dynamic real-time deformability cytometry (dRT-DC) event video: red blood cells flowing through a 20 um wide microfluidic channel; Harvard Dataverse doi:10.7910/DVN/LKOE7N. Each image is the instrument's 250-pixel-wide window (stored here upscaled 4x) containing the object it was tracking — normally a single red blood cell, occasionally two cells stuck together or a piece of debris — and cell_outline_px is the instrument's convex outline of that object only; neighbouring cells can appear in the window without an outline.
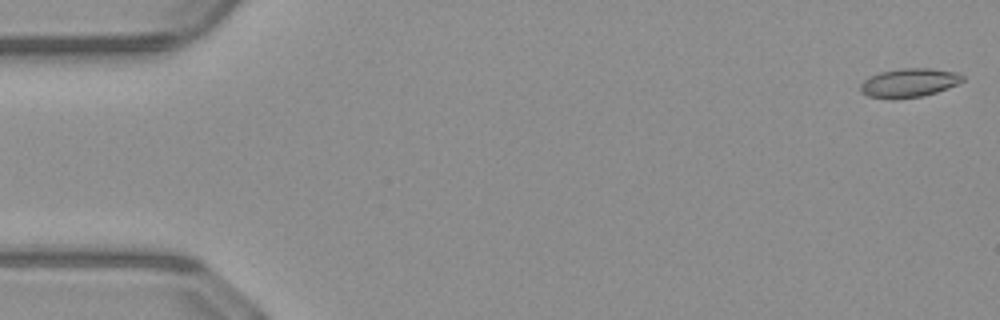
{"species": "common noctule bat (a hibernating species)", "species_latin": "Nyctalus noctula", "temperature_condition": "warm", "stored_images_in_passage": 51, "camera_frame_rate_fps": 3000, "um_per_image_px": 0.085, "animal": {"sex": "male", "body_mass_g": 23.1, "forearm_length_mm": 52.7}, "frame": {"image": 1, "passage_image": 1, "time_ms": 0.0, "image_size_px": [1000, 320], "cell_outline_px": [[964, 80], [956, 84], [936, 92], [920, 96], [892, 100], [868, 96], [860, 92], [860, 84], [868, 76], [880, 72], [900, 68], [932, 68], [956, 72], [964, 76]], "centroid_in_image_um": [77.22, 7.04], "position_along_channel_um": 7.8, "area_um2": 17.28}}
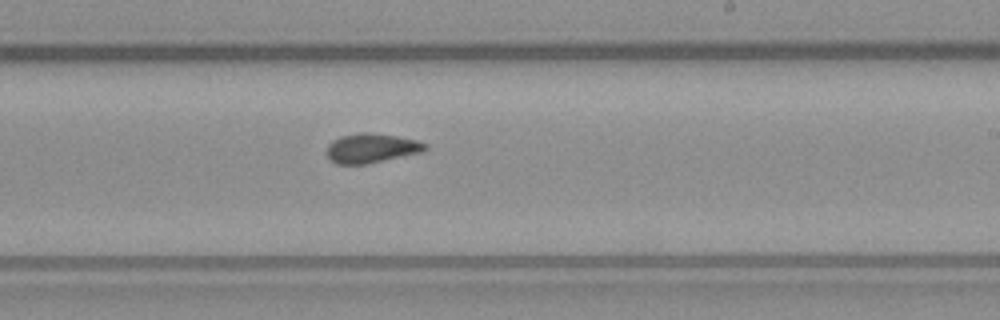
{"frame": {"image": 2, "passage_image": 30, "time_ms": 9.667, "image_size_px": [1000, 320], "cell_outline_px": [[428, 148], [420, 152], [364, 164], [336, 164], [328, 156], [328, 144], [332, 140], [340, 136], [360, 132], [368, 132], [396, 136], [416, 140], [428, 144]], "centroid_in_image_um": [31.55, 12.57], "position_along_channel_um": 257.4, "area_um2": 16.59}}
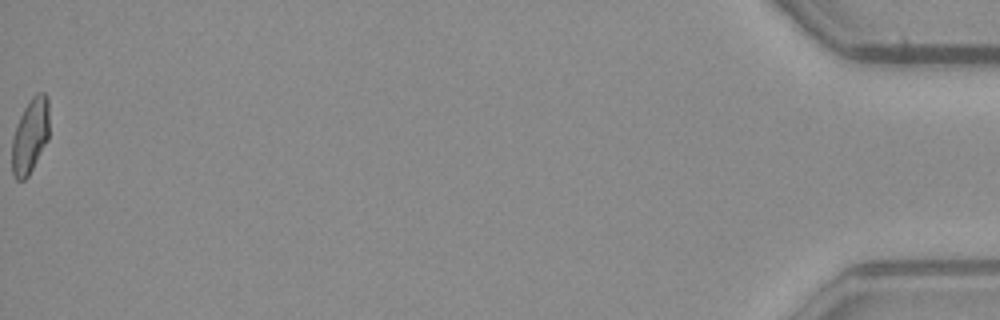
{"frame": {"image": 3, "passage_image": 51, "time_ms": 16.667, "image_size_px": [1000, 320], "cell_outline_px": [[48, 140], [28, 176], [24, 180], [16, 180], [12, 176], [12, 136], [16, 124], [24, 108], [32, 96], [36, 92], [44, 92], [48, 96]], "centroid_in_image_um": [2.55, 11.54], "position_along_channel_um": 432.7, "area_um2": 16.42}, "authors_computed_cell_mechanics": {"area_um2": 16.6464, "velocity_mm_per_s": 4.0898, "shape_relaxation_time_tau1_ms": 4.796, "shape_relaxation_time_tau2_ms": 1.2529, "deformation_change_tau1": 0.1404, "deformation_change_tau2": 0.0593}}